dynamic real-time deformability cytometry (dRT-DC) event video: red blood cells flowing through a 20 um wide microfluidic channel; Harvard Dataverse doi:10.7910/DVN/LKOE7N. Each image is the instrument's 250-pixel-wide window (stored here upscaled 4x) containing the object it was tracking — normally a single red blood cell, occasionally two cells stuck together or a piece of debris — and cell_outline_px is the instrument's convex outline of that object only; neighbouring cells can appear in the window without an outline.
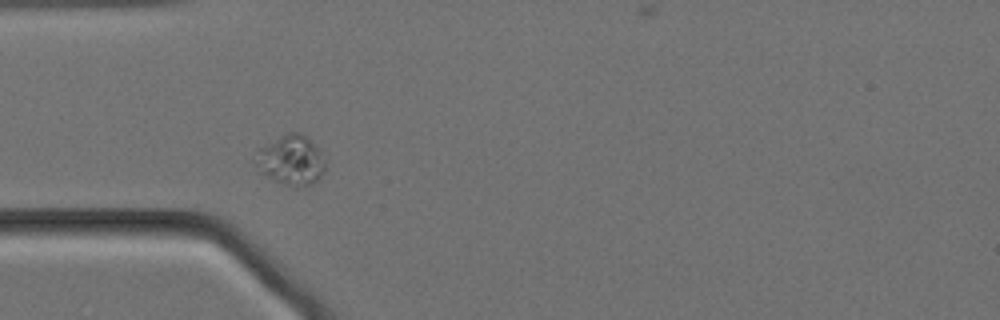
{"species": "Egyptian fruit bat (a non-hibernating species)", "species_latin": "Rousettus aegyptiacus", "temperature_condition": "cold", "stored_images_in_passage": 23, "camera_frame_rate_fps": 3000, "um_per_image_px": 0.085, "animal": {"sex": "female"}, "frame": {"image": 1, "passage_image": 1, "time_ms": 0.0, "image_size_px": [1000, 320], "cell_outline_px": [[324, 172], [320, 180], [312, 184], [296, 188], [276, 180], [260, 172], [256, 164], [256, 148], [288, 132], [300, 132], [320, 148], [324, 160]], "centroid_in_image_um": [24.76, 13.61], "position_along_channel_um": 60.2, "area_um2": 20.4}}
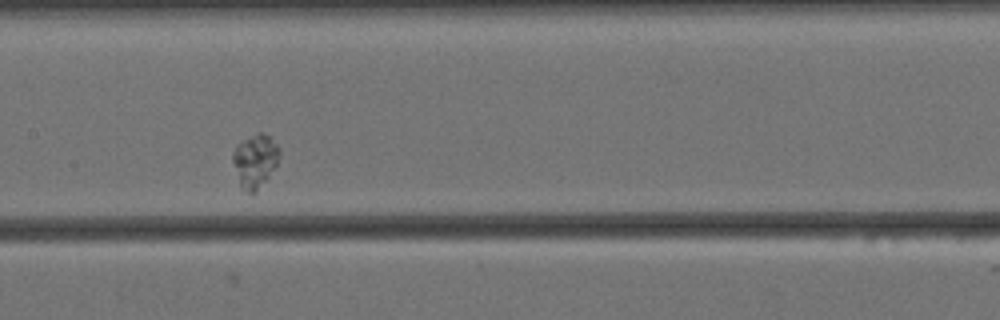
{"frame": {"image": 2, "passage_image": 13, "time_ms": 4.0, "image_size_px": [1000, 320], "cell_outline_px": [[280, 156], [276, 164], [268, 176], [256, 192], [252, 196], [240, 188], [232, 160], [232, 152], [236, 144], [256, 132], [264, 132], [280, 148]], "centroid_in_image_um": [21.65, 13.68], "position_along_channel_um": 185.8, "area_um2": 14.68}}
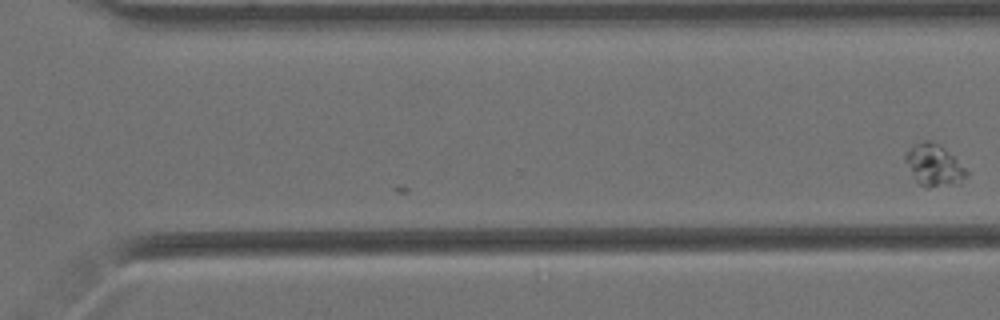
{"frame": {"image": 3, "passage_image": 23, "time_ms": 7.333, "image_size_px": [1000, 320], "cell_outline_px": [[968, 176], [960, 184], [932, 188], [928, 188], [920, 184], [916, 180], [904, 160], [904, 156], [912, 144], [924, 140], [932, 140], [940, 144], [968, 172]], "centroid_in_image_um": [79.38, 14.05], "position_along_channel_um": 291.2, "area_um2": 14.97}}